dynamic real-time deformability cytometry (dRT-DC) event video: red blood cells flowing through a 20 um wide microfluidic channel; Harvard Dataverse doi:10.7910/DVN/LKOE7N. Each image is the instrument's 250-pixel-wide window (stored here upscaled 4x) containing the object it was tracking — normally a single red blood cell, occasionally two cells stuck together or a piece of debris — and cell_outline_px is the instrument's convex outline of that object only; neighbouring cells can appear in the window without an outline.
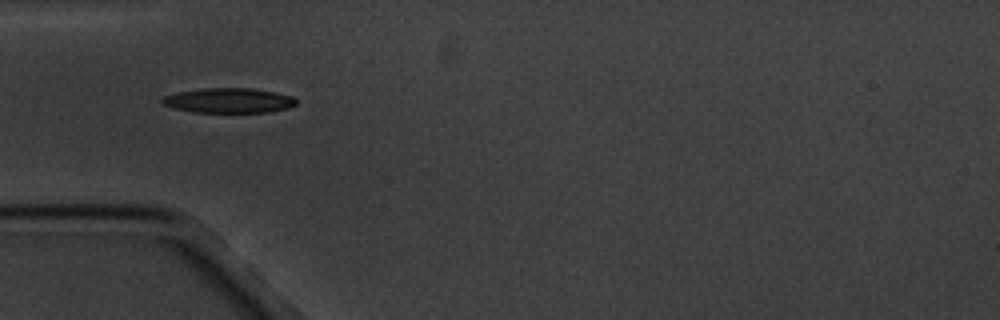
{"species": "common noctule bat (a hibernating species)", "species_latin": "Nyctalus noctula", "temperature_condition": "cold", "stored_images_in_passage": 4, "camera_frame_rate_fps": 3000, "um_per_image_px": 0.085, "animal": {"sex": "male", "body_mass_g": 20.1, "forearm_length_mm": 53.5}, "frame": {"image": 1, "passage_image": 1, "time_ms": 0.0, "image_size_px": [1000, 320], "cell_outline_px": [[296, 104], [288, 108], [268, 112], [192, 112], [172, 108], [160, 104], [160, 100], [164, 96], [176, 92], [200, 88], [252, 88], [276, 92], [292, 96], [296, 100]], "centroid_in_image_um": [19.39, 8.54], "position_along_channel_um": 65.6, "area_um2": 19.65}}
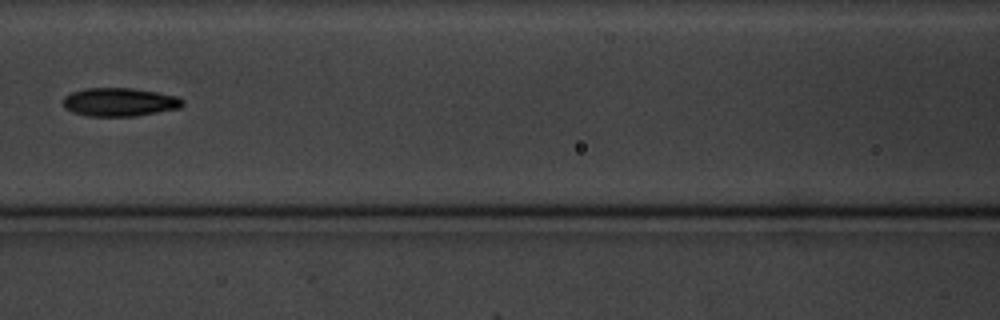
{"frame": {"image": 2, "passage_image": 3, "time_ms": 2.667, "image_size_px": [1000, 320], "cell_outline_px": [[184, 104], [180, 108], [136, 116], [88, 116], [72, 112], [64, 108], [64, 96], [72, 92], [84, 88], [132, 88], [180, 96], [184, 100]], "centroid_in_image_um": [10.18, 8.67], "position_along_channel_um": 156.4, "area_um2": 19.94}}
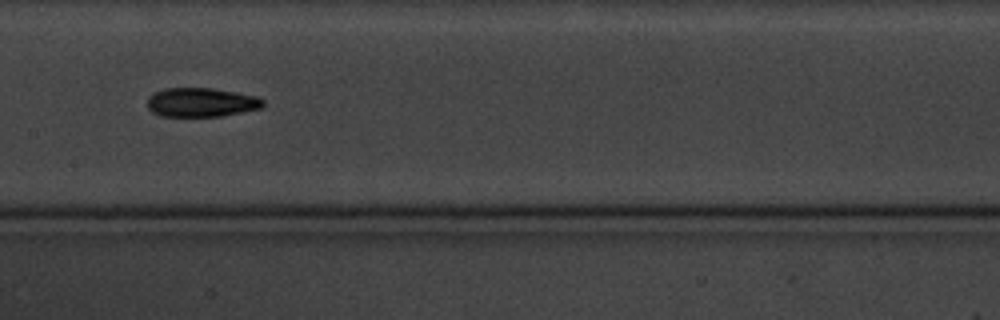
{"frame": {"image": 3, "passage_image": 4, "time_ms": 3.667, "image_size_px": [1000, 320], "cell_outline_px": [[264, 104], [260, 108], [220, 116], [160, 116], [152, 112], [148, 108], [148, 96], [152, 92], [164, 88], [212, 88], [236, 92], [256, 96], [264, 100]], "centroid_in_image_um": [17.06, 8.69], "position_along_channel_um": 190.3, "area_um2": 19.59}}